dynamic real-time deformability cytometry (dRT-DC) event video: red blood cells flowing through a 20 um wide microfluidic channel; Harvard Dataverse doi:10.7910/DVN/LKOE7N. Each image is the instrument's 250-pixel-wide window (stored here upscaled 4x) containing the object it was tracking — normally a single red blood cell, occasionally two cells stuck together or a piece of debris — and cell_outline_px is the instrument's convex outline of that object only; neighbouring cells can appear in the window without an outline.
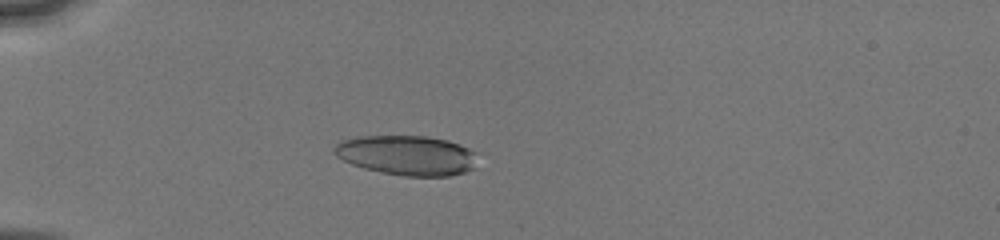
{"species": "human", "species_latin": "Homo sapiens", "temperature_condition": "cold", "stored_images_in_passage": 59, "camera_frame_rate_fps": 3000, "um_per_image_px": 0.085, "donor": {"sex": "male"}, "frame": {"image": 1, "passage_image": 26, "time_ms": 5.0, "image_size_px": [1000, 240], "cell_outline_px": [[476, 152], [472, 168], [464, 172], [452, 176], [404, 176], [364, 168], [352, 164], [336, 156], [332, 152], [332, 148], [340, 140], [356, 136], [428, 136], [448, 140], [460, 144]], "centroid_in_image_um": [34.55, 13.18], "position_along_channel_um": 50.5, "area_um2": 33.23}}
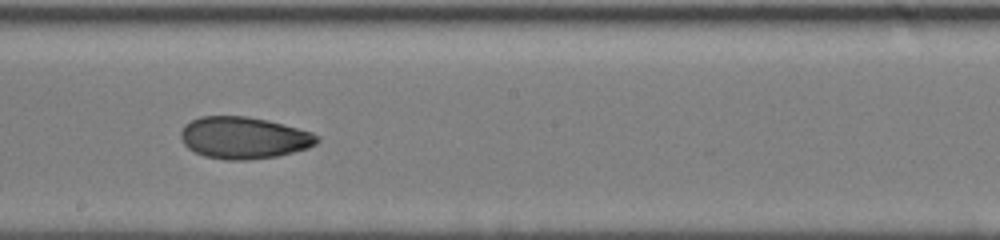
{"frame": {"image": 2, "passage_image": 43, "time_ms": 10.0, "image_size_px": [1000, 240], "cell_outline_px": [[320, 140], [316, 144], [308, 148], [276, 156], [248, 160], [224, 160], [204, 156], [188, 148], [180, 140], [180, 132], [184, 124], [200, 116], [248, 116], [268, 120], [284, 124], [312, 132], [320, 136]], "centroid_in_image_um": [20.72, 11.71], "position_along_channel_um": 227.5, "area_um2": 33.52}}
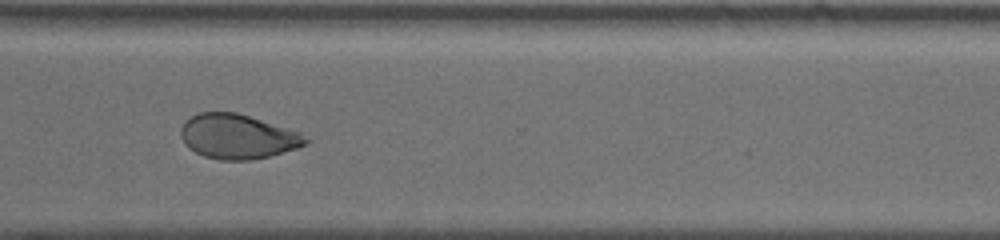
{"frame": {"image": 3, "passage_image": 58, "time_ms": 13.0, "image_size_px": [1000, 240], "cell_outline_px": [[312, 140], [296, 148], [268, 156], [252, 160], [220, 160], [204, 156], [188, 148], [184, 144], [180, 136], [180, 128], [184, 120], [200, 112], [236, 112], [300, 132]], "centroid_in_image_um": [20.16, 11.6], "position_along_channel_um": 350.4, "area_um2": 32.43}}